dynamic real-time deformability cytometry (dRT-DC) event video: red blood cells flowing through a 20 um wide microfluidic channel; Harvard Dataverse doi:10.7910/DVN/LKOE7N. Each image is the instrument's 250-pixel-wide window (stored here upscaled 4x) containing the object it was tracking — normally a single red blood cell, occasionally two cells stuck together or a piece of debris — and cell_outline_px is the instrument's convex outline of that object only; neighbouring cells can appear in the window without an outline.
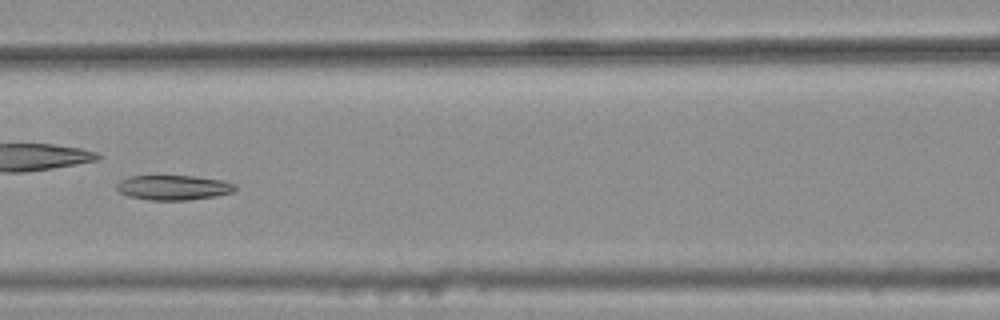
{"species": "common noctule bat (a hibernating species)", "species_latin": "Nyctalus noctula", "temperature_condition": "warm", "stored_images_in_passage": 9, "camera_frame_rate_fps": 3000, "um_per_image_px": 0.085, "animal": {"sex": "female", "body_mass_g": 25.1}, "frame": {"image": 1, "passage_image": 7, "time_ms": 2.0, "image_size_px": [1000, 320], "cell_outline_px": [[240, 188], [232, 192], [216, 196], [184, 200], [148, 200], [128, 196], [120, 192], [116, 188], [116, 184], [120, 180], [132, 176], [192, 176], [224, 180], [236, 184]], "centroid_in_image_um": [14.78, 15.94], "position_along_channel_um": 151.8, "area_um2": 17.22}}
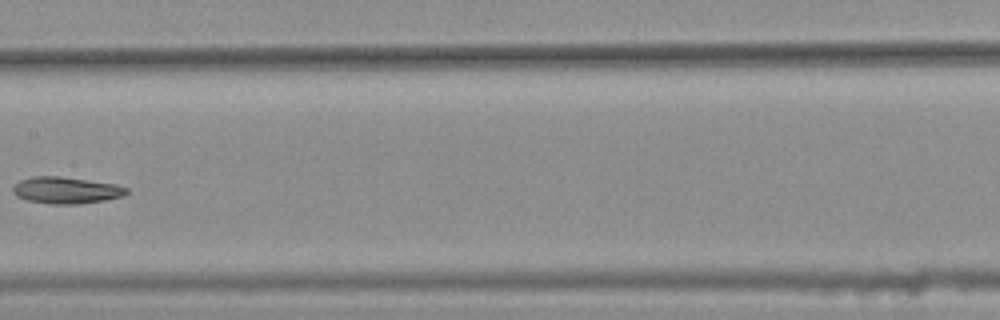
{"frame": {"image": 2, "passage_image": 8, "time_ms": 2.333, "image_size_px": [1000, 320], "cell_outline_px": [[128, 192], [124, 196], [104, 200], [80, 204], [48, 204], [24, 200], [16, 196], [12, 192], [12, 188], [20, 180], [32, 176], [60, 176], [116, 184], [128, 188]], "centroid_in_image_um": [5.6, 16.18], "position_along_channel_um": 201.8, "area_um2": 17.86}}
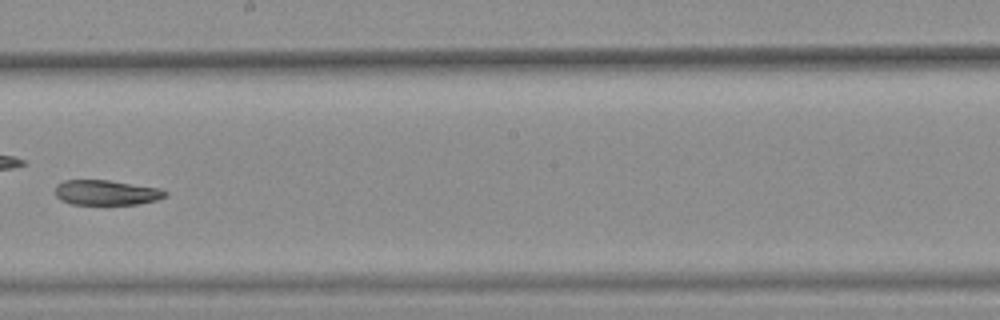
{"frame": {"image": 3, "passage_image": 9, "time_ms": 2.667, "image_size_px": [1000, 320], "cell_outline_px": [[168, 196], [156, 200], [136, 204], [72, 204], [60, 200], [56, 196], [56, 184], [64, 180], [108, 180], [160, 188], [168, 192]], "centroid_in_image_um": [9.05, 16.36], "position_along_channel_um": 239.2, "area_um2": 16.07}}